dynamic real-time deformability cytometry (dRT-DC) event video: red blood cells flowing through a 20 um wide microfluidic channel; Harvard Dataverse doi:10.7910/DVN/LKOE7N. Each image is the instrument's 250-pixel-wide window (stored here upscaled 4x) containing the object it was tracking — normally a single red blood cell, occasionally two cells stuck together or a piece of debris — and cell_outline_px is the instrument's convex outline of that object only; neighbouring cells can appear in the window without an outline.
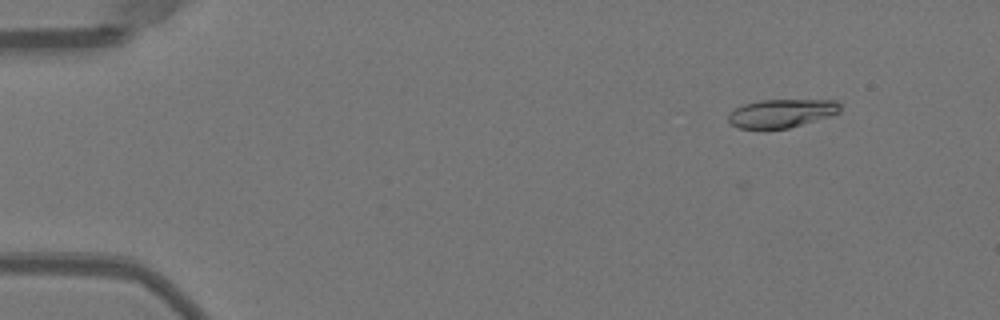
{"species": "Egyptian fruit bat (a non-hibernating species)", "species_latin": "Rousettus aegyptiacus", "temperature_condition": "warm", "stored_images_in_passage": 49, "camera_frame_rate_fps": 3000, "um_per_image_px": 0.085, "animal": {"sex": "female"}, "frame": {"image": 1, "passage_image": 3, "time_ms": 0.667, "image_size_px": [1000, 320], "cell_outline_px": [[840, 112], [832, 116], [788, 128], [740, 128], [732, 124], [728, 120], [728, 116], [736, 108], [744, 104], [760, 100], [836, 100], [840, 104]], "centroid_in_image_um": [66.48, 9.62], "position_along_channel_um": 18.5, "area_um2": 18.32}}
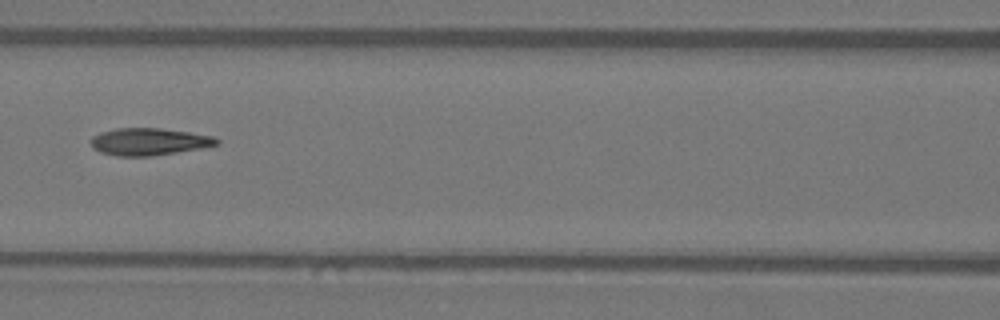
{"frame": {"image": 2, "passage_image": 21, "time_ms": 6.667, "image_size_px": [1000, 320], "cell_outline_px": [[220, 144], [204, 148], [152, 156], [116, 156], [100, 152], [92, 148], [88, 140], [92, 136], [100, 132], [116, 128], [160, 128], [188, 132], [212, 136], [220, 140]], "centroid_in_image_um": [12.64, 12.05], "position_along_channel_um": 154.0, "area_um2": 20.23}}
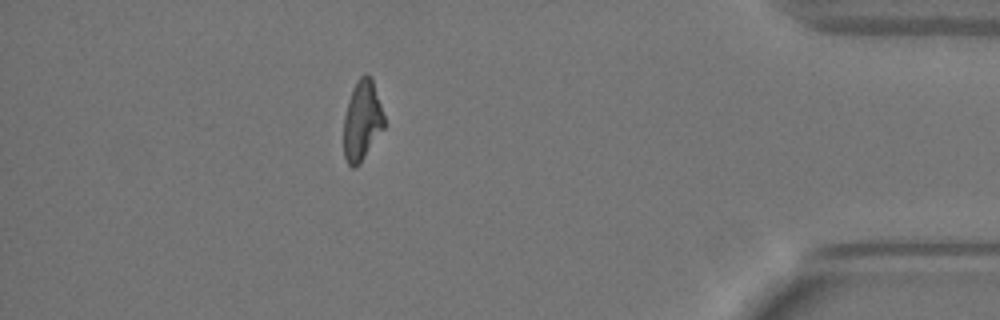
{"frame": {"image": 3, "passage_image": 43, "time_ms": 14.0, "image_size_px": [1000, 320], "cell_outline_px": [[384, 128], [360, 164], [356, 168], [352, 168], [348, 164], [344, 156], [344, 116], [348, 100], [352, 88], [356, 80], [360, 76], [372, 76], [384, 116]], "centroid_in_image_um": [30.77, 10.26], "position_along_channel_um": 404.4, "area_um2": 18.96}, "authors_computed_cell_mechanics": {"area_um2": 19.5364, "velocity_mm_per_s": 3.9992, "shape_relaxation_time_tau1_ms": 10.4524, "shape_relaxation_time_tau2_ms": 2.0325, "deformation_change_tau1": 0.3096, "deformation_change_tau2": 0.0804}}